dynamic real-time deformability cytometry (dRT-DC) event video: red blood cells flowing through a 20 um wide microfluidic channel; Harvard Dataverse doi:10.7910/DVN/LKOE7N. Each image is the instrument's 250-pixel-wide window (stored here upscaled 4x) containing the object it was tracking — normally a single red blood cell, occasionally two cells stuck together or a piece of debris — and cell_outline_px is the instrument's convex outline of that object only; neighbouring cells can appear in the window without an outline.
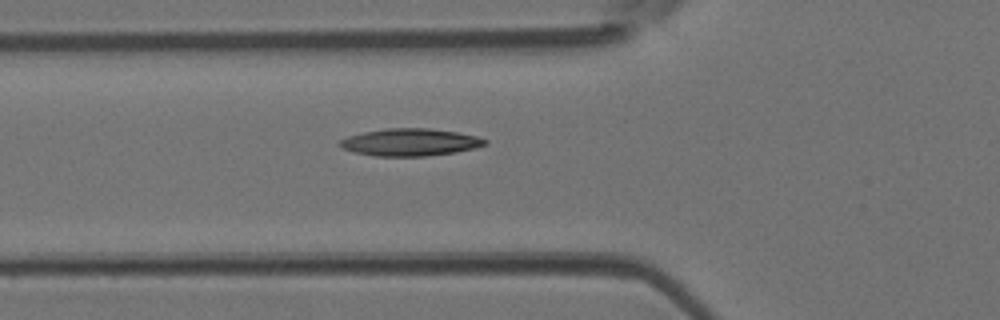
{"species": "Egyptian fruit bat (a non-hibernating species)", "species_latin": "Rousettus aegyptiacus", "temperature_condition": "room temperature", "stored_images_in_passage": 31, "camera_frame_rate_fps": 3000, "um_per_image_px": 0.085, "animal": {"sex": "female"}, "frame": {"image": 1, "passage_image": 2, "time_ms": 0.333, "image_size_px": [1000, 320], "cell_outline_px": [[488, 144], [456, 152], [424, 156], [376, 156], [356, 152], [344, 148], [336, 144], [340, 140], [348, 136], [364, 132], [384, 128], [428, 128], [456, 132], [476, 136], [488, 140]], "centroid_in_image_um": [34.85, 12.08], "position_along_channel_um": 90.9, "area_um2": 22.95}}
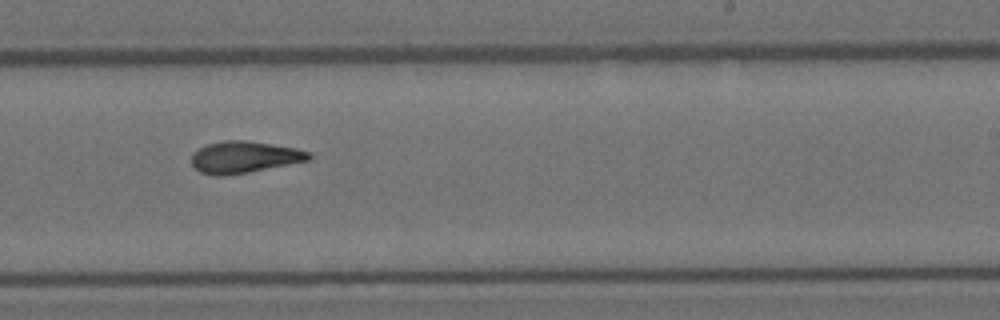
{"frame": {"image": 2, "passage_image": 14, "time_ms": 4.333, "image_size_px": [1000, 320], "cell_outline_px": [[312, 156], [308, 160], [248, 172], [224, 176], [216, 176], [200, 172], [192, 164], [192, 152], [208, 144], [224, 140], [244, 140], [272, 144], [296, 148], [308, 152]], "centroid_in_image_um": [20.72, 13.35], "position_along_channel_um": 268.3, "area_um2": 21.44}}
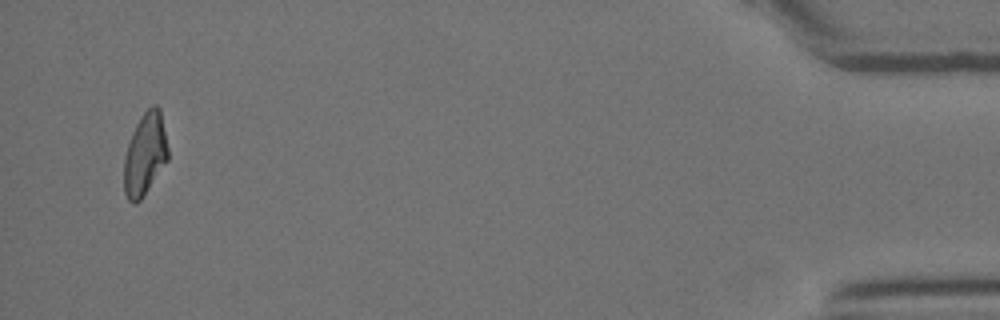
{"frame": {"image": 3, "passage_image": 30, "time_ms": 9.667, "image_size_px": [1000, 320], "cell_outline_px": [[168, 160], [140, 200], [136, 204], [132, 204], [128, 200], [124, 192], [124, 156], [132, 132], [140, 116], [152, 104], [156, 104], [160, 108], [168, 148]], "centroid_in_image_um": [12.32, 13.1], "position_along_channel_um": 422.9, "area_um2": 21.15}}